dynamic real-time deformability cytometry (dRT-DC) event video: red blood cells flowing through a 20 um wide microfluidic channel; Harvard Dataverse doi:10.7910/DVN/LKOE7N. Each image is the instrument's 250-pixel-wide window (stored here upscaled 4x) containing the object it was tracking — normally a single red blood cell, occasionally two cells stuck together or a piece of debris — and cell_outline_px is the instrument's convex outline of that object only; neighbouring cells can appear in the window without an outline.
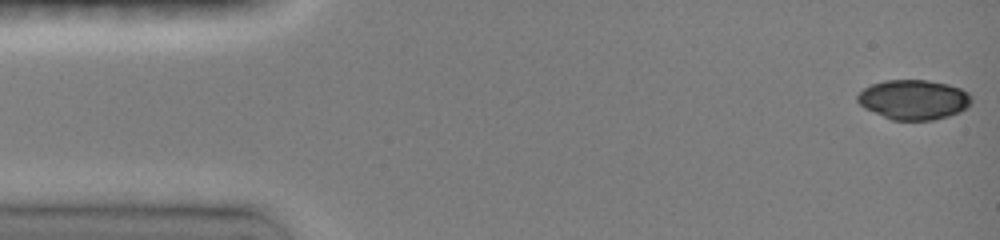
{"species": "common noctule bat (a hibernating species)", "species_latin": "Nyctalus noctula", "temperature_condition": "room temperature", "stored_images_in_passage": 9, "camera_frame_rate_fps": 3000, "um_per_image_px": 0.085, "animal": {"sex": "female", "body_mass_g": 19.0, "forearm_length_mm": 51.5}, "frame": {"image": 1, "passage_image": 1, "time_ms": 0.0, "image_size_px": [1000, 240], "cell_outline_px": [[972, 100], [968, 108], [960, 112], [948, 116], [932, 120], [892, 120], [864, 108], [856, 100], [856, 96], [864, 88], [872, 84], [884, 80], [924, 80], [948, 84], [960, 88], [968, 92], [972, 96]], "centroid_in_image_um": [77.68, 8.47], "position_along_channel_um": 7.3, "area_um2": 26.53}}
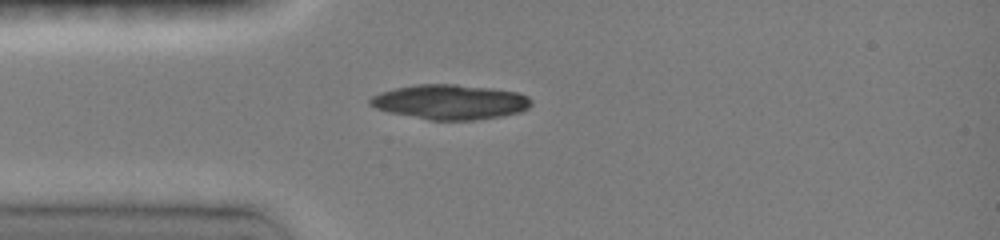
{"frame": {"image": 2, "passage_image": 6, "time_ms": 3.667, "image_size_px": [1000, 240], "cell_outline_px": [[532, 104], [528, 108], [520, 112], [500, 116], [472, 120], [428, 120], [388, 112], [376, 108], [368, 104], [368, 100], [372, 96], [380, 92], [396, 88], [416, 84], [456, 84], [492, 88], [520, 92], [528, 96], [532, 100]], "centroid_in_image_um": [38.27, 8.66], "position_along_channel_um": 46.7, "area_um2": 32.89}}